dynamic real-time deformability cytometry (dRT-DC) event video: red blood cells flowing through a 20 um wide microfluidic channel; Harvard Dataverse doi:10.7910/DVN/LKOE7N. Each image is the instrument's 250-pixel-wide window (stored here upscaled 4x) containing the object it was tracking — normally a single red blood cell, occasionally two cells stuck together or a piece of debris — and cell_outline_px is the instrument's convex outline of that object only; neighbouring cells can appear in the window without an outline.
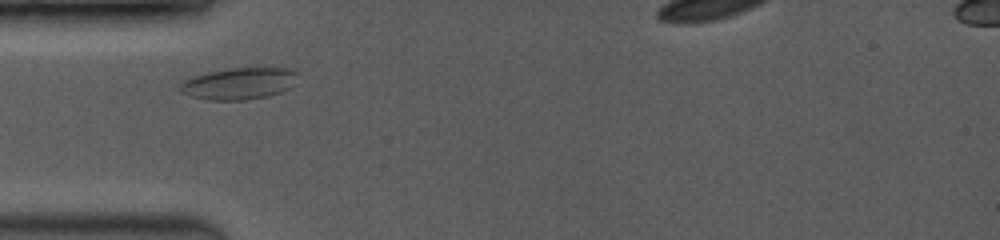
{"species": "common noctule bat (a hibernating species)", "species_latin": "Nyctalus noctula", "temperature_condition": "room temperature", "stored_images_in_passage": 45, "camera_frame_rate_fps": 3500, "um_per_image_px": 0.085, "animal": {"sex": "female", "body_mass_g": 19.0, "forearm_length_mm": 53.3}, "frame": {"image": 1, "passage_image": 1, "time_ms": 0.0, "image_size_px": [1000, 240], "cell_outline_px": [[300, 72], [288, 88], [280, 92], [268, 96], [244, 100], [208, 100], [188, 96], [180, 92], [180, 84], [184, 80], [208, 72], [228, 68], [284, 68]], "centroid_in_image_um": [20.28, 7.11], "position_along_channel_um": 64.7, "area_um2": 21.62}}
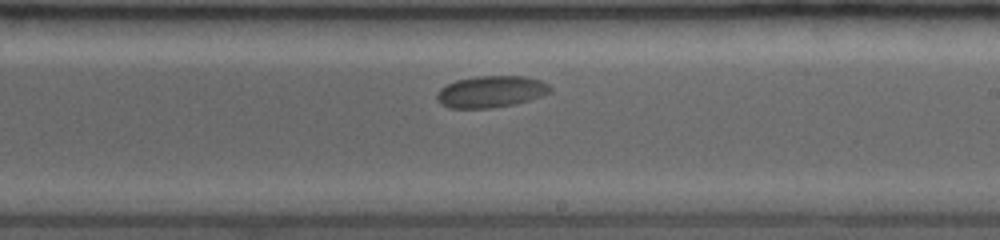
{"frame": {"image": 2, "passage_image": 22, "time_ms": 4.857, "image_size_px": [1000, 240], "cell_outline_px": [[552, 92], [516, 104], [492, 108], [448, 108], [440, 104], [436, 96], [436, 92], [440, 88], [456, 80], [476, 76], [524, 76], [540, 80], [548, 84], [552, 88]], "centroid_in_image_um": [41.72, 7.79], "position_along_channel_um": 247.3, "area_um2": 21.04}}
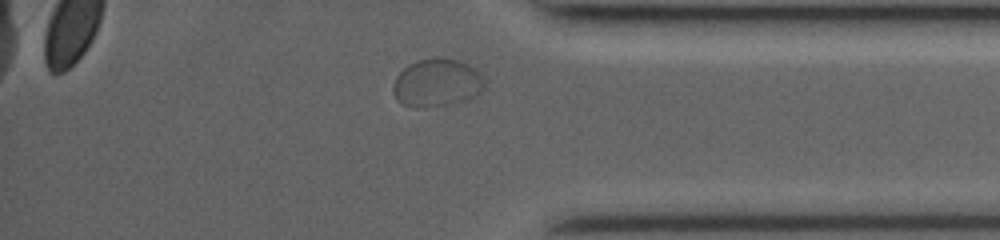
{"frame": {"image": 3, "passage_image": 40, "time_ms": 8.857, "image_size_px": [1000, 240], "cell_outline_px": [[488, 80], [484, 88], [480, 92], [464, 100], [452, 104], [424, 108], [416, 108], [400, 104], [396, 100], [392, 92], [392, 84], [396, 76], [408, 64], [416, 60], [436, 56], [460, 60], [468, 64], [480, 72]], "centroid_in_image_um": [37.13, 7.03], "position_along_channel_um": 398.1, "area_um2": 26.36}}